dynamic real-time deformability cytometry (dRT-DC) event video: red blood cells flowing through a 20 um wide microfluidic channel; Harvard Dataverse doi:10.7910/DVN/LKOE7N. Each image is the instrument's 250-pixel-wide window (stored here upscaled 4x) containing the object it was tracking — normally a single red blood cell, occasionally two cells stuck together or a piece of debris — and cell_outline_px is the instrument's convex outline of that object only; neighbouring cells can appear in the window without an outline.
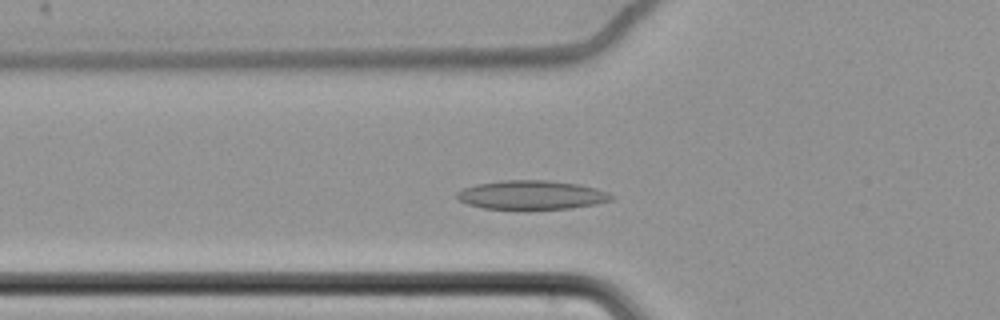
{"species": "common noctule bat (a hibernating species)", "species_latin": "Nyctalus noctula", "temperature_condition": "cold", "stored_images_in_passage": 55, "camera_frame_rate_fps": 3000, "um_per_image_px": 0.085, "animal": {"sex": "female", "body_mass_g": 22.7, "forearm_length_mm": 54.2}, "frame": {"image": 1, "passage_image": 15, "time_ms": 4.667, "image_size_px": [1000, 320], "cell_outline_px": [[612, 200], [596, 204], [572, 208], [524, 212], [484, 208], [468, 204], [460, 200], [456, 196], [456, 192], [464, 188], [476, 184], [500, 180], [548, 180], [580, 184], [596, 188], [608, 192], [612, 196]], "centroid_in_image_um": [45.18, 16.61], "position_along_channel_um": 80.6, "area_um2": 27.05}}
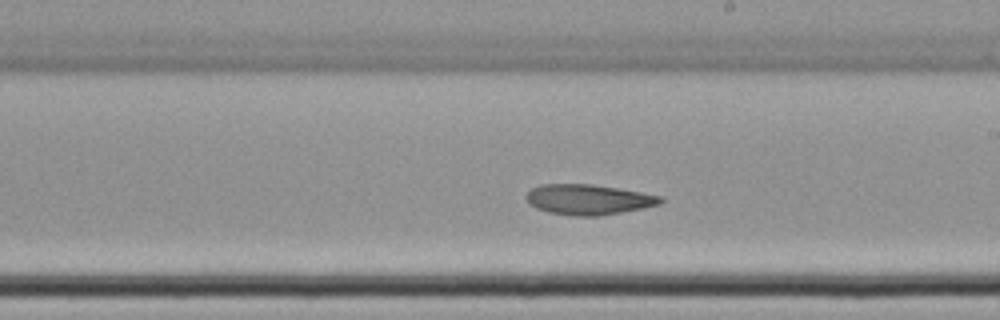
{"frame": {"image": 2, "passage_image": 29, "time_ms": 9.333, "image_size_px": [1000, 320], "cell_outline_px": [[664, 200], [660, 204], [644, 208], [600, 216], [572, 216], [548, 212], [536, 208], [524, 196], [532, 188], [544, 184], [592, 184], [664, 196]], "centroid_in_image_um": [50.05, 16.96], "position_along_channel_um": 239.0, "area_um2": 23.7}}
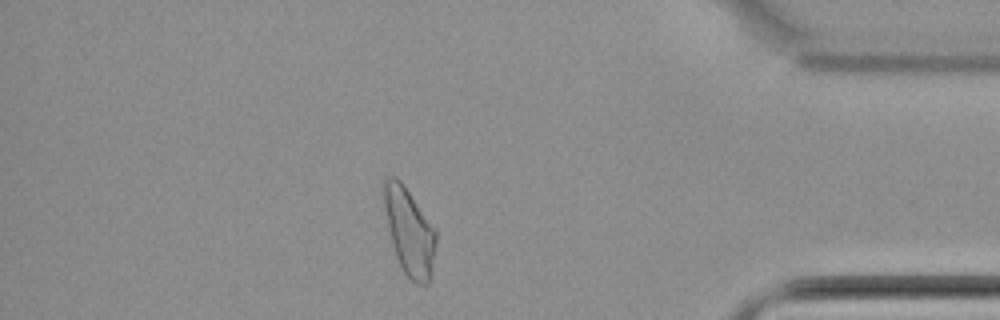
{"frame": {"image": 3, "passage_image": 46, "time_ms": 15.0, "image_size_px": [1000, 320], "cell_outline_px": [[436, 240], [432, 276], [428, 284], [416, 284], [400, 268], [392, 244], [388, 228], [380, 192], [380, 184], [388, 176], [396, 176], [404, 184], [436, 228]], "centroid_in_image_um": [34.76, 19.62], "position_along_channel_um": 400.4, "area_um2": 27.22}}